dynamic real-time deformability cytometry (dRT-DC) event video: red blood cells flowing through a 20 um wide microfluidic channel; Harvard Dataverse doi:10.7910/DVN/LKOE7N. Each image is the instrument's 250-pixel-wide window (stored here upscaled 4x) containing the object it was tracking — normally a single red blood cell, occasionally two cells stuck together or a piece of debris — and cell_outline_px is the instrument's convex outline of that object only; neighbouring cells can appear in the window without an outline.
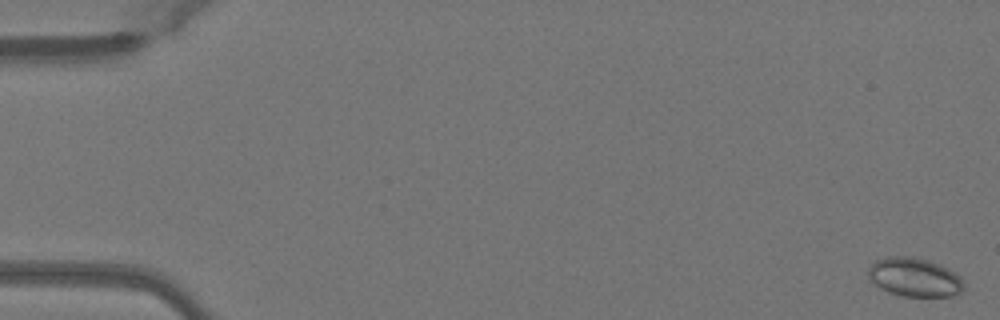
{"species": "Egyptian fruit bat (a non-hibernating species)", "species_latin": "Rousettus aegyptiacus", "temperature_condition": "warm", "stored_images_in_passage": 52, "camera_frame_rate_fps": 3000, "um_per_image_px": 0.085, "animal": {"sex": "female"}, "frame": {"image": 1, "passage_image": 1, "time_ms": 0.0, "image_size_px": [1000, 320], "cell_outline_px": [[964, 292], [952, 296], [904, 296], [888, 292], [872, 284], [868, 280], [868, 268], [876, 260], [888, 256], [912, 256], [928, 260], [940, 264], [956, 272], [960, 276], [964, 284]], "centroid_in_image_um": [77.73, 23.56], "position_along_channel_um": 7.3, "area_um2": 22.02}}
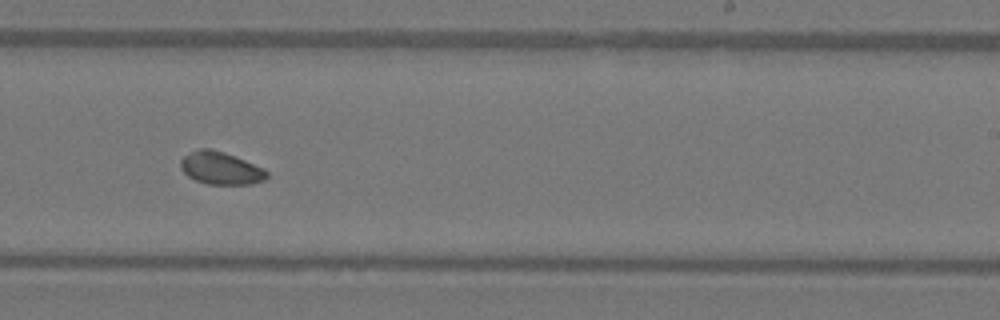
{"frame": {"image": 2, "passage_image": 32, "time_ms": 10.333, "image_size_px": [1000, 320], "cell_outline_px": [[268, 176], [264, 180], [252, 184], [208, 184], [196, 180], [188, 176], [180, 168], [180, 160], [184, 156], [200, 148], [212, 148], [236, 156], [264, 168], [268, 172]], "centroid_in_image_um": [18.78, 14.29], "position_along_channel_um": 270.2, "area_um2": 16.42}}
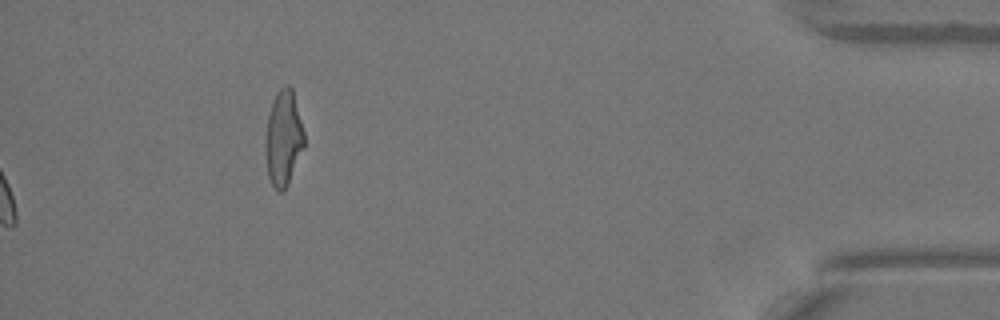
{"frame": {"image": 3, "passage_image": 52, "time_ms": 17.0, "image_size_px": [1000, 320], "cell_outline_px": [[304, 148], [288, 184], [284, 192], [276, 192], [268, 176], [264, 148], [264, 140], [268, 112], [272, 100], [276, 92], [284, 84], [288, 84], [292, 88], [304, 132]], "centroid_in_image_um": [24.06, 11.75], "position_along_channel_um": 411.1, "area_um2": 22.02}}